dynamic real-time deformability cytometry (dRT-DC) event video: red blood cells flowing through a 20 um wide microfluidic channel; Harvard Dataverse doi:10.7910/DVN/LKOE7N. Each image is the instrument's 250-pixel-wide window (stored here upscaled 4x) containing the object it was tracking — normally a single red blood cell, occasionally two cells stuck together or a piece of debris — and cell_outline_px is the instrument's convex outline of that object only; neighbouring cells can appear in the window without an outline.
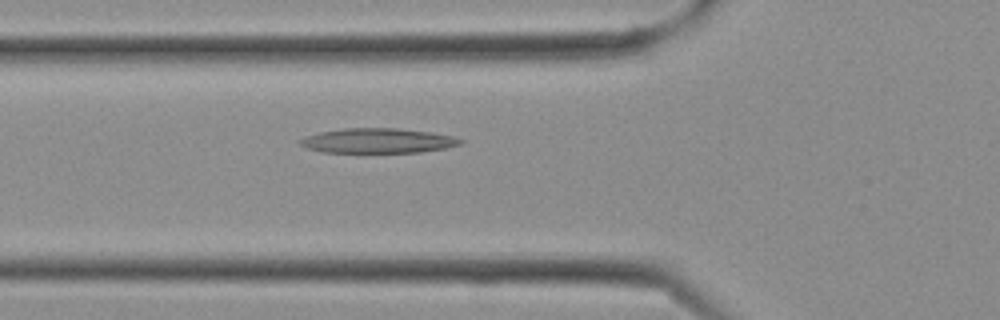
{"species": "Egyptian fruit bat (a non-hibernating species)", "species_latin": "Rousettus aegyptiacus", "temperature_condition": "cold", "stored_images_in_passage": 12, "camera_frame_rate_fps": 3000, "um_per_image_px": 0.085, "frame": {"image": 1, "passage_image": 10, "time_ms": 3.0, "image_size_px": [1000, 320], "cell_outline_px": [[464, 140], [460, 144], [444, 148], [420, 152], [320, 152], [308, 148], [300, 144], [296, 140], [320, 132], [344, 128], [396, 128], [432, 132], [456, 136]], "centroid_in_image_um": [32.13, 11.95], "position_along_channel_um": 93.7, "area_um2": 23.12}}
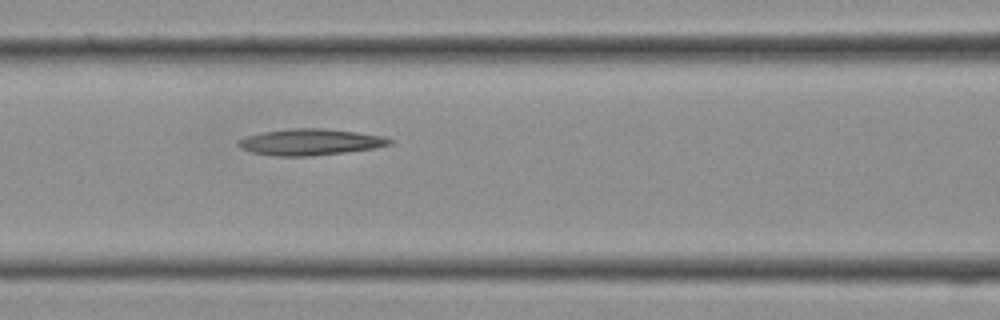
{"frame": {"image": 2, "passage_image": 12, "time_ms": 3.667, "image_size_px": [1000, 320], "cell_outline_px": [[392, 144], [376, 148], [348, 152], [312, 156], [276, 156], [252, 152], [240, 148], [236, 144], [236, 140], [244, 136], [264, 132], [288, 128], [324, 128], [356, 132], [384, 136], [392, 140]], "centroid_in_image_um": [26.35, 12.07], "position_along_channel_um": 140.2, "area_um2": 23.47}}